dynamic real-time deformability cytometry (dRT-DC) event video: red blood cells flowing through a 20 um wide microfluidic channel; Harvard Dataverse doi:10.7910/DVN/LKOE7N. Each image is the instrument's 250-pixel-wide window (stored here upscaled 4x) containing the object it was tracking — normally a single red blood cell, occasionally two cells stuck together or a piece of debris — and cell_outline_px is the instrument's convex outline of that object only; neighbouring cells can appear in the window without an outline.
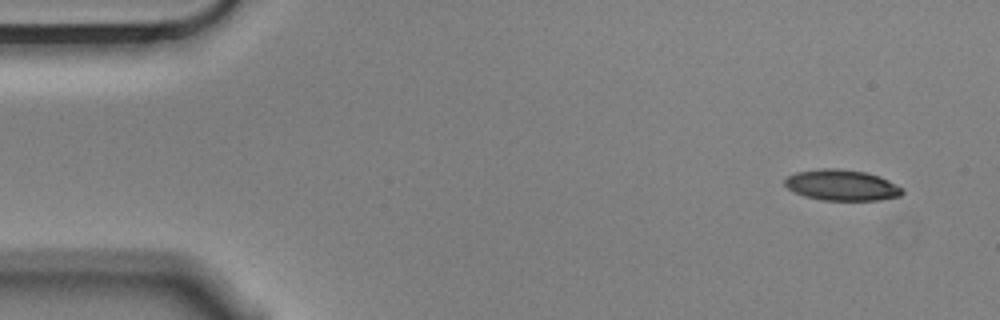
{"species": "Egyptian fruit bat (a non-hibernating species)", "species_latin": "Rousettus aegyptiacus", "temperature_condition": "cold", "stored_images_in_passage": 7, "camera_frame_rate_fps": 3000, "um_per_image_px": 0.085, "animal": {"sex": "male"}, "frame": {"image": 1, "passage_image": 1, "time_ms": 0.0, "image_size_px": [1000, 320], "cell_outline_px": [[904, 192], [900, 196], [880, 200], [824, 200], [804, 196], [788, 188], [784, 184], [784, 180], [788, 176], [796, 172], [820, 168], [836, 168], [864, 172], [880, 176], [904, 188]], "centroid_in_image_um": [71.57, 15.73], "position_along_channel_um": 13.4, "area_um2": 21.15}}
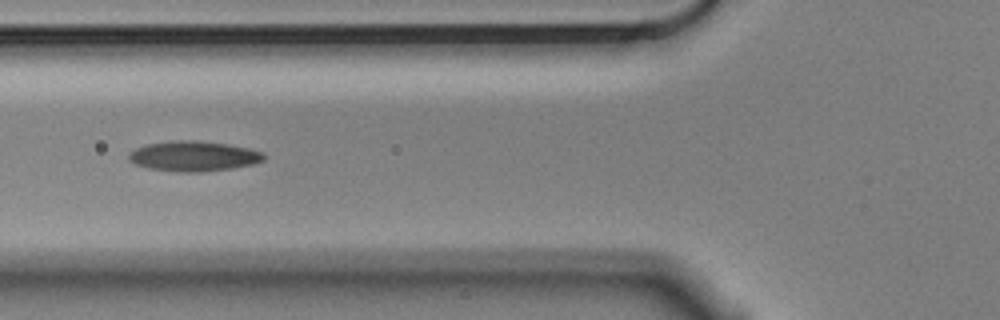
{"frame": {"image": 2, "passage_image": 6, "time_ms": 1.667, "image_size_px": [1000, 320], "cell_outline_px": [[264, 160], [252, 164], [232, 168], [200, 172], [180, 172], [148, 168], [136, 164], [128, 160], [128, 156], [136, 148], [148, 144], [172, 140], [196, 140], [228, 144], [248, 148], [264, 152]], "centroid_in_image_um": [16.47, 13.27], "position_along_channel_um": 109.3, "area_um2": 23.64}}
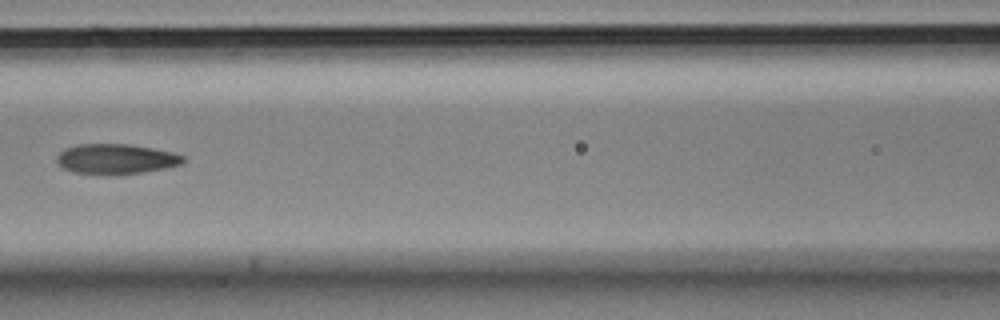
{"frame": {"image": 3, "passage_image": 7, "time_ms": 2.0, "image_size_px": [1000, 320], "cell_outline_px": [[184, 160], [180, 164], [164, 168], [140, 172], [72, 172], [56, 164], [56, 156], [64, 148], [76, 144], [128, 144], [152, 148], [172, 152], [184, 156]], "centroid_in_image_um": [9.81, 13.46], "position_along_channel_um": 156.8, "area_um2": 21.39}}